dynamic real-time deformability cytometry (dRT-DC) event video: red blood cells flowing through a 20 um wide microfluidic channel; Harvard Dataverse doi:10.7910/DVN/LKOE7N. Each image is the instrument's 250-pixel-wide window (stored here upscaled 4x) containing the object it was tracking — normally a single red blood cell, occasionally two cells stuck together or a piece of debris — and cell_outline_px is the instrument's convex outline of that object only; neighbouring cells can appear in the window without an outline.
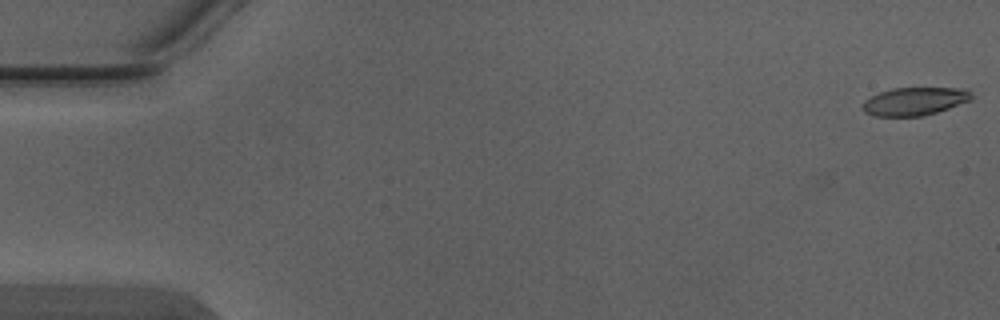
{"species": "Egyptian fruit bat (a non-hibernating species)", "species_latin": "Rousettus aegyptiacus", "temperature_condition": "warm", "stored_images_in_passage": 2, "camera_frame_rate_fps": 3000, "um_per_image_px": 0.085, "animal": {"sex": "male"}, "frame": {"image": 1, "passage_image": 2, "time_ms": 0.333, "image_size_px": [1000, 320], "cell_outline_px": [[976, 96], [972, 100], [924, 116], [872, 116], [864, 112], [860, 108], [864, 100], [880, 92], [892, 88], [968, 88]], "centroid_in_image_um": [77.77, 8.61], "position_along_channel_um": 7.2, "area_um2": 18.09}}